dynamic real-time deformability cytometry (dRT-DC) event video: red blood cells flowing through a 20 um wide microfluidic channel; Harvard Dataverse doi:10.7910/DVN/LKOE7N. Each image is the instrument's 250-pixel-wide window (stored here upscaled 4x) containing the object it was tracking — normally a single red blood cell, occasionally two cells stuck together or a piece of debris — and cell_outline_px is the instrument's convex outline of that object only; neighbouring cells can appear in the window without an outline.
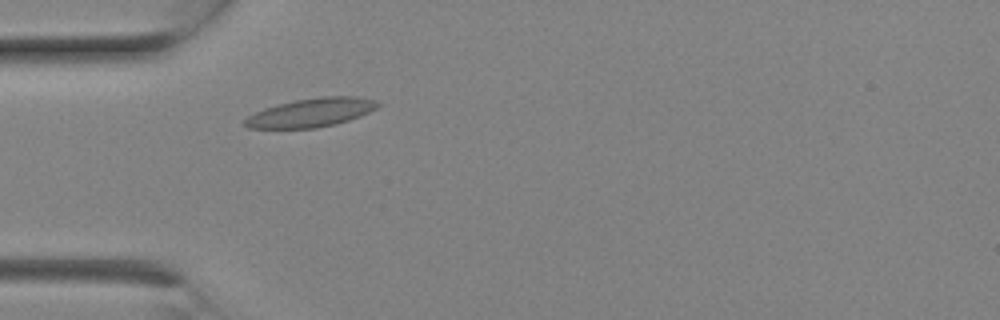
{"species": "Egyptian fruit bat (a non-hibernating species)", "species_latin": "Rousettus aegyptiacus", "temperature_condition": "room temperature", "stored_images_in_passage": 4, "camera_frame_rate_fps": 3000, "um_per_image_px": 0.085, "animal": {"sex": "female"}, "frame": {"image": 1, "passage_image": 4, "time_ms": 1.0, "image_size_px": [1000, 320], "cell_outline_px": [[380, 104], [376, 108], [360, 116], [336, 124], [316, 128], [248, 128], [244, 124], [244, 120], [248, 116], [264, 108], [296, 100], [324, 96], [360, 96], [376, 100]], "centroid_in_image_um": [26.47, 9.57], "position_along_channel_um": 58.5, "area_um2": 22.08}}